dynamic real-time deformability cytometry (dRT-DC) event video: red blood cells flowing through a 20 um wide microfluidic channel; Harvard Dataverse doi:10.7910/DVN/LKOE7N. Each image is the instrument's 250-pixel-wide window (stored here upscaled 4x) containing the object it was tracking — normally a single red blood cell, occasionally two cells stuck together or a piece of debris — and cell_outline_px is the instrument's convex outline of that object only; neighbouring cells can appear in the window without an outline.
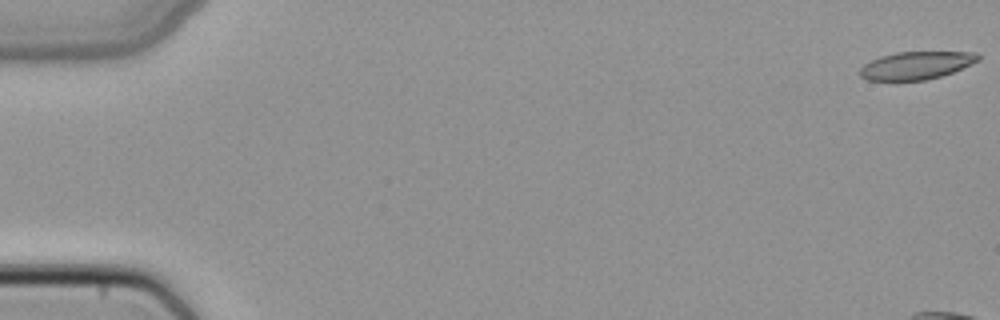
{"species": "common noctule bat (a hibernating species)", "species_latin": "Nyctalus noctula", "temperature_condition": "cold", "stored_images_in_passage": 10, "camera_frame_rate_fps": 3000, "um_per_image_px": 0.085, "animal": {"sex": "female", "body_mass_g": 22.7, "forearm_length_mm": 54.2}, "frame": {"image": 1, "passage_image": 1, "time_ms": 0.0, "image_size_px": [1000, 320], "cell_outline_px": [[980, 60], [972, 64], [952, 72], [940, 76], [924, 80], [868, 80], [860, 76], [860, 68], [864, 64], [880, 56], [896, 52], [976, 52], [980, 56]], "centroid_in_image_um": [77.89, 5.55], "position_along_channel_um": 7.1, "area_um2": 19.02}}